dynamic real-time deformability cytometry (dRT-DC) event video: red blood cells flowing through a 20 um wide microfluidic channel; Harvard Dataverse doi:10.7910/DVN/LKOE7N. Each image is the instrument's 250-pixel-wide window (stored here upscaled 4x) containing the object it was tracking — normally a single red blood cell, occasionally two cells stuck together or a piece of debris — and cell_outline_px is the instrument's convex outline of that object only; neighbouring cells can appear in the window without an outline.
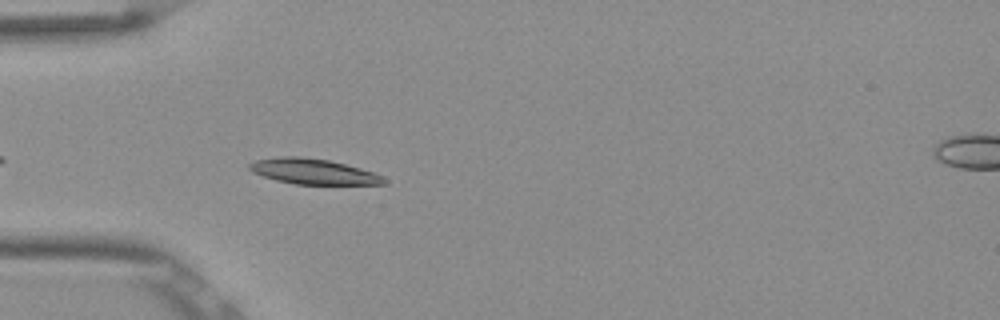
{"species": "Egyptian fruit bat (a non-hibernating species)", "species_latin": "Rousettus aegyptiacus", "temperature_condition": "room temperature", "stored_images_in_passage": 30, "camera_frame_rate_fps": 3000, "um_per_image_px": 0.085, "frame": {"image": 1, "passage_image": 5, "time_ms": 1.333, "image_size_px": [1000, 320], "cell_outline_px": [[388, 180], [384, 184], [296, 184], [276, 180], [252, 172], [248, 168], [248, 164], [256, 160], [280, 156], [300, 156], [328, 160], [360, 168], [384, 176]], "centroid_in_image_um": [26.62, 14.57], "position_along_channel_um": 58.4, "area_um2": 19.83}}
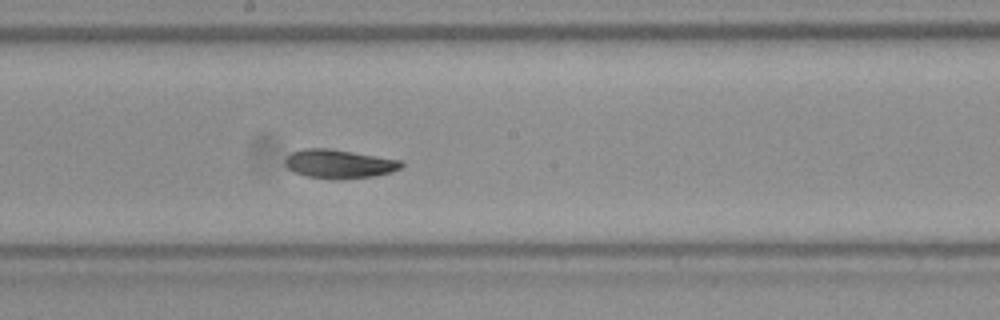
{"frame": {"image": 2, "passage_image": 18, "time_ms": 5.667, "image_size_px": [1000, 320], "cell_outline_px": [[404, 164], [400, 168], [388, 172], [372, 176], [336, 180], [332, 180], [308, 176], [296, 172], [288, 168], [284, 164], [284, 160], [292, 152], [304, 148], [328, 148], [400, 160]], "centroid_in_image_um": [28.78, 13.93], "position_along_channel_um": 219.4, "area_um2": 19.25}}
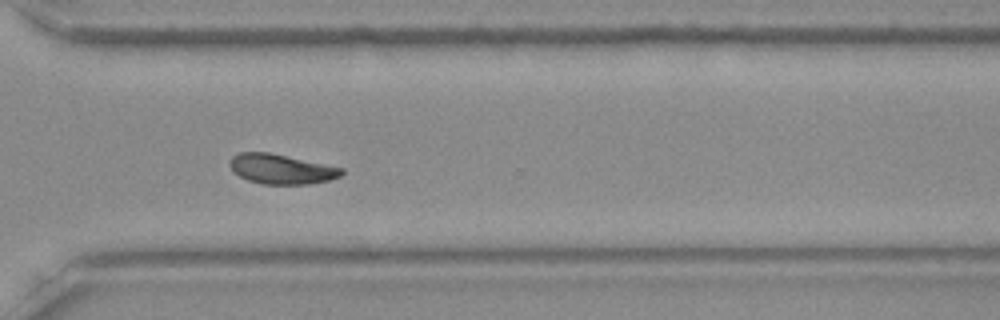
{"frame": {"image": 3, "passage_image": 28, "time_ms": 9.0, "image_size_px": [1000, 320], "cell_outline_px": [[344, 172], [340, 176], [328, 180], [308, 184], [264, 184], [248, 180], [240, 176], [228, 164], [232, 156], [240, 152], [268, 152], [344, 168]], "centroid_in_image_um": [23.91, 14.36], "position_along_channel_um": 346.7, "area_um2": 19.19}, "authors_computed_cell_mechanics": {"area_um2": 19.4497, "velocity_mm_per_s": 3.8195, "shape_relaxation_time_tau1_ms": 2.629, "shape_relaxation_time_tau2_ms": 2.2445, "deformation_change_tau1": 0.1064, "deformation_change_tau2": 0.0694}}